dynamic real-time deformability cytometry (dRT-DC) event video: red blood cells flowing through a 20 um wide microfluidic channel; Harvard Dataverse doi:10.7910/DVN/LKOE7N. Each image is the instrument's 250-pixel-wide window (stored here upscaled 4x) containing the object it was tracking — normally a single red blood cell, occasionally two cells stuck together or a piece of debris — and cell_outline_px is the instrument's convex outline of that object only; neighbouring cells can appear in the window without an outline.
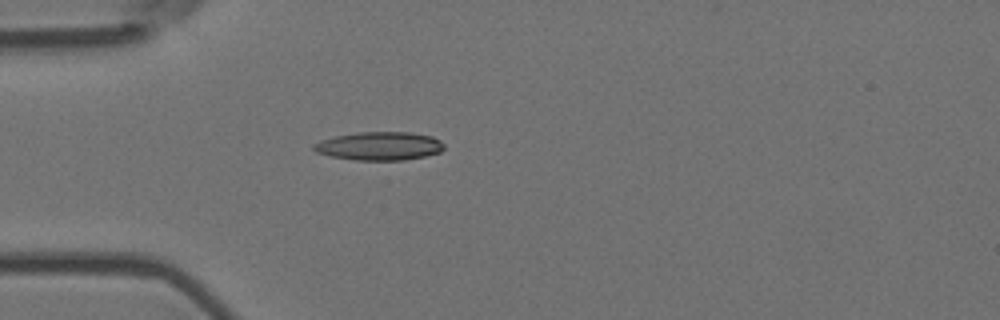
{"species": "Egyptian fruit bat (a non-hibernating species)", "species_latin": "Rousettus aegyptiacus", "temperature_condition": "room temperature", "stored_images_in_passage": 3, "camera_frame_rate_fps": 3000, "um_per_image_px": 0.085, "animal": {"sex": "female"}, "frame": {"image": 1, "passage_image": 3, "time_ms": 0.667, "image_size_px": [1000, 320], "cell_outline_px": [[444, 148], [440, 152], [424, 156], [404, 160], [356, 160], [332, 156], [316, 152], [312, 148], [312, 144], [320, 140], [336, 136], [360, 132], [408, 132], [432, 136], [440, 140], [444, 144]], "centroid_in_image_um": [32.25, 12.41], "position_along_channel_um": 52.8, "area_um2": 21.5}}